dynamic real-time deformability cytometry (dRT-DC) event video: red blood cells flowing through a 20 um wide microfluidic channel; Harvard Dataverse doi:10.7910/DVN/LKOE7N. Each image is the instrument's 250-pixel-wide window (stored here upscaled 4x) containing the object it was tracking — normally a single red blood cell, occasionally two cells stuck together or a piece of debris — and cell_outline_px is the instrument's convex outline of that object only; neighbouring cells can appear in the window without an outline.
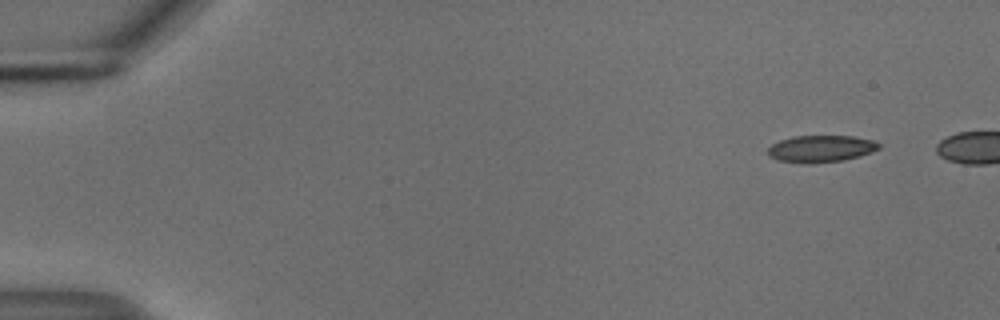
{"species": "common noctule bat (a hibernating species)", "species_latin": "Nyctalus noctula", "temperature_condition": "cold", "stored_images_in_passage": 13, "camera_frame_rate_fps": 3000, "um_per_image_px": 0.085, "animal": {"sex": "male", "body_mass_g": 18.8}, "frame": {"image": 1, "passage_image": 1, "time_ms": 0.0, "image_size_px": [1000, 320], "cell_outline_px": [[880, 148], [872, 152], [860, 156], [844, 160], [808, 164], [804, 164], [776, 160], [768, 156], [768, 148], [772, 144], [780, 140], [792, 136], [852, 136], [872, 140], [880, 144]], "centroid_in_image_um": [69.75, 12.65], "position_along_channel_um": 15.3, "area_um2": 17.57}}